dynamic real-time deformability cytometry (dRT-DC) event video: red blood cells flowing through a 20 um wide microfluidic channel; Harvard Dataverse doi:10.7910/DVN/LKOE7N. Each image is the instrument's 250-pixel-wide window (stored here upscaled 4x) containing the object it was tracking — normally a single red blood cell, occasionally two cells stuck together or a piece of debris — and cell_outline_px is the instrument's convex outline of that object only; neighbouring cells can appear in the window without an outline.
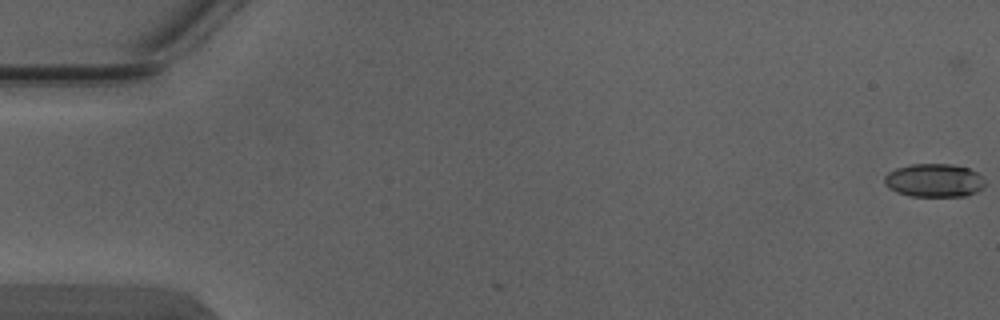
{"species": "Egyptian fruit bat (a non-hibernating species)", "species_latin": "Rousettus aegyptiacus", "temperature_condition": "warm", "stored_images_in_passage": 5, "camera_frame_rate_fps": 3000, "um_per_image_px": 0.085, "animal": {"sex": "male"}, "frame": {"image": 1, "passage_image": 1, "time_ms": 0.0, "image_size_px": [1000, 320], "cell_outline_px": [[984, 188], [976, 192], [964, 196], [912, 196], [896, 192], [888, 188], [884, 184], [884, 176], [888, 172], [896, 168], [908, 164], [952, 164], [968, 168], [976, 172], [984, 180]], "centroid_in_image_um": [79.37, 15.33], "position_along_channel_um": 5.6, "area_um2": 19.65}}
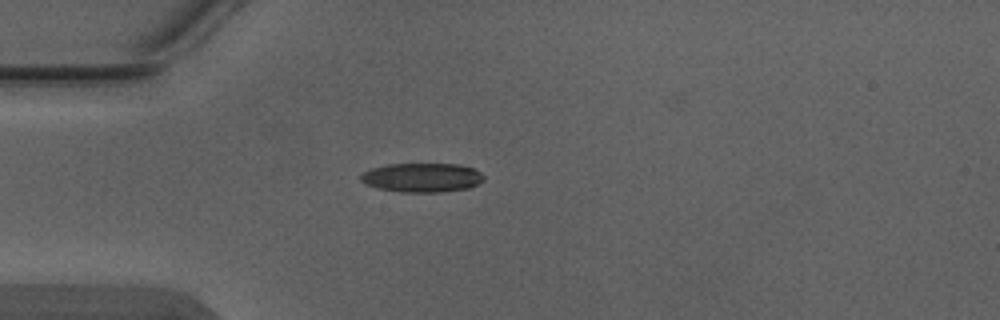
{"frame": {"image": 2, "passage_image": 5, "time_ms": 1.333, "image_size_px": [1000, 320], "cell_outline_px": [[484, 180], [468, 188], [440, 192], [400, 192], [380, 188], [364, 184], [360, 180], [360, 176], [364, 172], [372, 168], [388, 164], [456, 164], [472, 168], [480, 172], [484, 176]], "centroid_in_image_um": [35.86, 15.09], "position_along_channel_um": 49.1, "area_um2": 20.75}}